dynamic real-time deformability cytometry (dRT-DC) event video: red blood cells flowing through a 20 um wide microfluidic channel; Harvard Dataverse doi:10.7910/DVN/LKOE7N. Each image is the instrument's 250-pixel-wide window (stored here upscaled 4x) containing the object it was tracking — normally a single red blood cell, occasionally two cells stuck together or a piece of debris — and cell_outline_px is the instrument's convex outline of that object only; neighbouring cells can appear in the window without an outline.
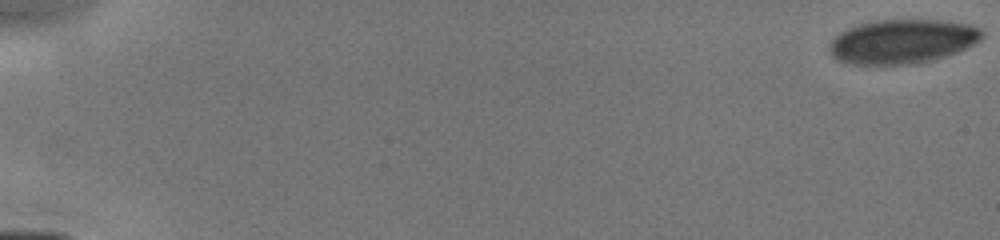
{"species": "human", "species_latin": "Homo sapiens", "temperature_condition": "cold", "stored_images_in_passage": 20, "camera_frame_rate_fps": 3000, "um_per_image_px": 0.085, "donor": {"sex": "male"}, "frame": {"image": 1, "passage_image": 1, "time_ms": 0.0, "image_size_px": [1000, 240], "cell_outline_px": [[984, 36], [980, 40], [956, 52], [932, 60], [908, 64], [852, 64], [840, 60], [832, 56], [828, 48], [832, 40], [840, 32], [848, 28], [860, 24], [876, 20], [940, 20], [968, 24], [980, 28], [984, 32]], "centroid_in_image_um": [76.7, 3.51], "position_along_channel_um": 8.3, "area_um2": 38.96}}
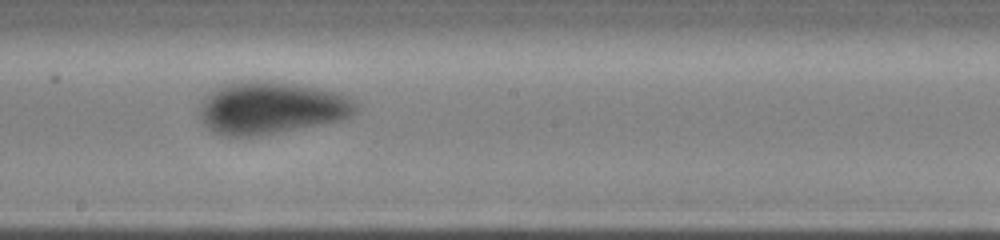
{"frame": {"image": 2, "passage_image": 18, "time_ms": 9.333, "image_size_px": [1000, 240], "cell_outline_px": [[360, 108], [356, 112], [340, 120], [320, 124], [276, 132], [252, 136], [228, 136], [212, 132], [204, 124], [200, 116], [200, 108], [204, 96], [216, 88], [240, 80], [264, 80], [320, 88], [336, 92], [348, 96], [356, 100], [360, 104]], "centroid_in_image_um": [23.06, 9.15], "position_along_channel_um": 225.1, "area_um2": 47.57}}
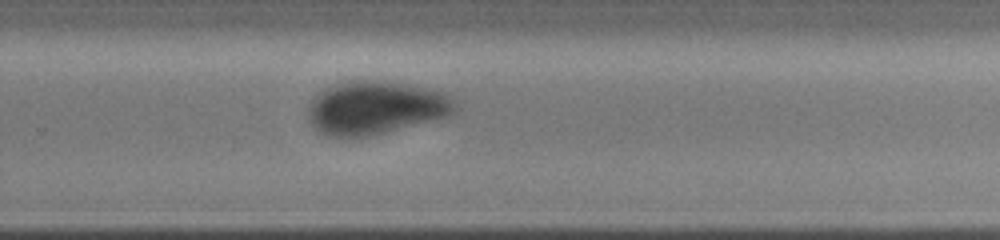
{"frame": {"image": 3, "passage_image": 20, "time_ms": 11.0, "image_size_px": [1000, 240], "cell_outline_px": [[460, 108], [456, 112], [448, 116], [372, 136], [332, 136], [320, 132], [308, 120], [308, 108], [312, 100], [324, 88], [336, 84], [352, 80], [368, 80], [400, 84], [448, 92], [460, 100]], "centroid_in_image_um": [32.02, 9.16], "position_along_channel_um": 297.8, "area_um2": 45.66}}